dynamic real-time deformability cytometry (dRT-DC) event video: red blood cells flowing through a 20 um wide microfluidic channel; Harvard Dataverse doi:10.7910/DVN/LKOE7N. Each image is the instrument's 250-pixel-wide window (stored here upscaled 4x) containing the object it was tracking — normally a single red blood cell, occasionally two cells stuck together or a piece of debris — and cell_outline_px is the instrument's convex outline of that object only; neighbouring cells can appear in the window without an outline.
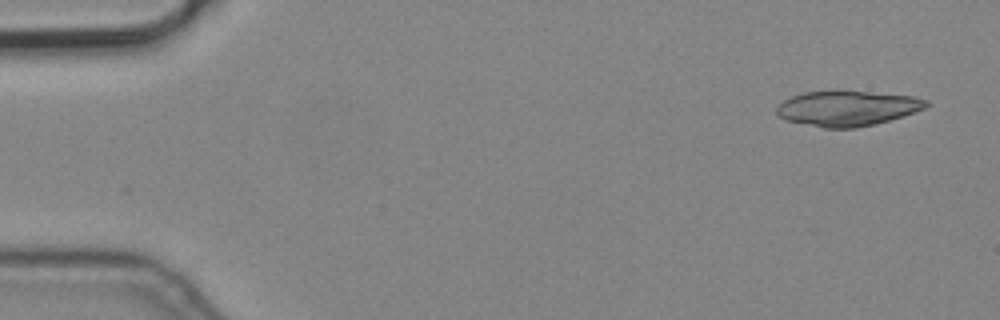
{"species": "common noctule bat (a hibernating species)", "species_latin": "Nyctalus noctula", "temperature_condition": "cold", "stored_images_in_passage": 4, "camera_frame_rate_fps": 3000, "um_per_image_px": 0.085, "animal": {"sex": "male", "body_mass_g": 19.2, "forearm_length_mm": 51.8}, "frame": {"image": 1, "passage_image": 1, "time_ms": 0.0, "image_size_px": [1000, 320], "cell_outline_px": [[928, 104], [924, 108], [876, 124], [856, 128], [824, 128], [788, 120], [780, 116], [776, 112], [776, 108], [784, 100], [792, 96], [804, 92], [836, 88], [912, 96], [928, 100]], "centroid_in_image_um": [71.99, 9.17], "position_along_channel_um": 13.0, "area_um2": 30.98}}